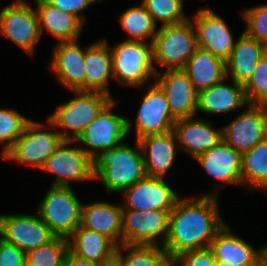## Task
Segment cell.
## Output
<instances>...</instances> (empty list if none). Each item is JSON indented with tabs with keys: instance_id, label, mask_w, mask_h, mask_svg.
Listing matches in <instances>:
<instances>
[{
	"instance_id": "7",
	"label": "cell",
	"mask_w": 267,
	"mask_h": 266,
	"mask_svg": "<svg viewBox=\"0 0 267 266\" xmlns=\"http://www.w3.org/2000/svg\"><path fill=\"white\" fill-rule=\"evenodd\" d=\"M46 124L30 120L24 127L23 134L3 158L41 169L64 140L58 129L48 119ZM50 126L57 131H46L45 129Z\"/></svg>"
},
{
	"instance_id": "35",
	"label": "cell",
	"mask_w": 267,
	"mask_h": 266,
	"mask_svg": "<svg viewBox=\"0 0 267 266\" xmlns=\"http://www.w3.org/2000/svg\"><path fill=\"white\" fill-rule=\"evenodd\" d=\"M30 120L14 109L0 108V143H4L2 156L13 147Z\"/></svg>"
},
{
	"instance_id": "9",
	"label": "cell",
	"mask_w": 267,
	"mask_h": 266,
	"mask_svg": "<svg viewBox=\"0 0 267 266\" xmlns=\"http://www.w3.org/2000/svg\"><path fill=\"white\" fill-rule=\"evenodd\" d=\"M170 212L122 210V244L163 247L169 232Z\"/></svg>"
},
{
	"instance_id": "25",
	"label": "cell",
	"mask_w": 267,
	"mask_h": 266,
	"mask_svg": "<svg viewBox=\"0 0 267 266\" xmlns=\"http://www.w3.org/2000/svg\"><path fill=\"white\" fill-rule=\"evenodd\" d=\"M85 91H97L110 95L108 84L113 78L111 48L105 39L86 47Z\"/></svg>"
},
{
	"instance_id": "43",
	"label": "cell",
	"mask_w": 267,
	"mask_h": 266,
	"mask_svg": "<svg viewBox=\"0 0 267 266\" xmlns=\"http://www.w3.org/2000/svg\"><path fill=\"white\" fill-rule=\"evenodd\" d=\"M260 259L264 266H267V246L260 248Z\"/></svg>"
},
{
	"instance_id": "46",
	"label": "cell",
	"mask_w": 267,
	"mask_h": 266,
	"mask_svg": "<svg viewBox=\"0 0 267 266\" xmlns=\"http://www.w3.org/2000/svg\"><path fill=\"white\" fill-rule=\"evenodd\" d=\"M264 52L267 55V42L264 44Z\"/></svg>"
},
{
	"instance_id": "12",
	"label": "cell",
	"mask_w": 267,
	"mask_h": 266,
	"mask_svg": "<svg viewBox=\"0 0 267 266\" xmlns=\"http://www.w3.org/2000/svg\"><path fill=\"white\" fill-rule=\"evenodd\" d=\"M73 142L75 140H63L41 168L54 174L55 178L51 185L70 186V181L94 180L92 159L82 147H68Z\"/></svg>"
},
{
	"instance_id": "37",
	"label": "cell",
	"mask_w": 267,
	"mask_h": 266,
	"mask_svg": "<svg viewBox=\"0 0 267 266\" xmlns=\"http://www.w3.org/2000/svg\"><path fill=\"white\" fill-rule=\"evenodd\" d=\"M242 15L247 25L244 32L265 44L267 42V4L245 9L242 11Z\"/></svg>"
},
{
	"instance_id": "33",
	"label": "cell",
	"mask_w": 267,
	"mask_h": 266,
	"mask_svg": "<svg viewBox=\"0 0 267 266\" xmlns=\"http://www.w3.org/2000/svg\"><path fill=\"white\" fill-rule=\"evenodd\" d=\"M68 250V239L55 236L48 243L26 253V266H64Z\"/></svg>"
},
{
	"instance_id": "26",
	"label": "cell",
	"mask_w": 267,
	"mask_h": 266,
	"mask_svg": "<svg viewBox=\"0 0 267 266\" xmlns=\"http://www.w3.org/2000/svg\"><path fill=\"white\" fill-rule=\"evenodd\" d=\"M264 54V44L243 31L236 40L231 55L225 61L226 78L231 76L232 81L244 85Z\"/></svg>"
},
{
	"instance_id": "45",
	"label": "cell",
	"mask_w": 267,
	"mask_h": 266,
	"mask_svg": "<svg viewBox=\"0 0 267 266\" xmlns=\"http://www.w3.org/2000/svg\"><path fill=\"white\" fill-rule=\"evenodd\" d=\"M250 266H264L263 262L261 261V259H259L256 263L250 265Z\"/></svg>"
},
{
	"instance_id": "23",
	"label": "cell",
	"mask_w": 267,
	"mask_h": 266,
	"mask_svg": "<svg viewBox=\"0 0 267 266\" xmlns=\"http://www.w3.org/2000/svg\"><path fill=\"white\" fill-rule=\"evenodd\" d=\"M198 92L197 112L207 114L229 113L248 105L243 84L232 81V86L224 81Z\"/></svg>"
},
{
	"instance_id": "19",
	"label": "cell",
	"mask_w": 267,
	"mask_h": 266,
	"mask_svg": "<svg viewBox=\"0 0 267 266\" xmlns=\"http://www.w3.org/2000/svg\"><path fill=\"white\" fill-rule=\"evenodd\" d=\"M195 159L210 176L221 181L220 187L217 186L208 195L217 196L222 184L242 186V155L224 140L205 153L198 155Z\"/></svg>"
},
{
	"instance_id": "15",
	"label": "cell",
	"mask_w": 267,
	"mask_h": 266,
	"mask_svg": "<svg viewBox=\"0 0 267 266\" xmlns=\"http://www.w3.org/2000/svg\"><path fill=\"white\" fill-rule=\"evenodd\" d=\"M191 22L195 29L197 46L226 61L236 42L225 21L212 9L203 7Z\"/></svg>"
},
{
	"instance_id": "8",
	"label": "cell",
	"mask_w": 267,
	"mask_h": 266,
	"mask_svg": "<svg viewBox=\"0 0 267 266\" xmlns=\"http://www.w3.org/2000/svg\"><path fill=\"white\" fill-rule=\"evenodd\" d=\"M113 107L111 101L75 140L88 146L82 149L91 159L101 151L119 147L132 128L128 117L112 113Z\"/></svg>"
},
{
	"instance_id": "11",
	"label": "cell",
	"mask_w": 267,
	"mask_h": 266,
	"mask_svg": "<svg viewBox=\"0 0 267 266\" xmlns=\"http://www.w3.org/2000/svg\"><path fill=\"white\" fill-rule=\"evenodd\" d=\"M243 113L222 126L223 140L241 155L267 137V105L248 104Z\"/></svg>"
},
{
	"instance_id": "44",
	"label": "cell",
	"mask_w": 267,
	"mask_h": 266,
	"mask_svg": "<svg viewBox=\"0 0 267 266\" xmlns=\"http://www.w3.org/2000/svg\"><path fill=\"white\" fill-rule=\"evenodd\" d=\"M216 266H230V265L223 261H216Z\"/></svg>"
},
{
	"instance_id": "16",
	"label": "cell",
	"mask_w": 267,
	"mask_h": 266,
	"mask_svg": "<svg viewBox=\"0 0 267 266\" xmlns=\"http://www.w3.org/2000/svg\"><path fill=\"white\" fill-rule=\"evenodd\" d=\"M156 83L164 91L175 120L194 117L198 92L183 69L165 70L155 75Z\"/></svg>"
},
{
	"instance_id": "40",
	"label": "cell",
	"mask_w": 267,
	"mask_h": 266,
	"mask_svg": "<svg viewBox=\"0 0 267 266\" xmlns=\"http://www.w3.org/2000/svg\"><path fill=\"white\" fill-rule=\"evenodd\" d=\"M51 5L56 8L69 12L77 16L83 23L85 22V18L82 15V12L91 4L96 3L98 0H47ZM100 1V0H99Z\"/></svg>"
},
{
	"instance_id": "18",
	"label": "cell",
	"mask_w": 267,
	"mask_h": 266,
	"mask_svg": "<svg viewBox=\"0 0 267 266\" xmlns=\"http://www.w3.org/2000/svg\"><path fill=\"white\" fill-rule=\"evenodd\" d=\"M78 39L58 42L54 46L52 60L49 62L51 72L60 84L69 90L85 91V49L80 48Z\"/></svg>"
},
{
	"instance_id": "28",
	"label": "cell",
	"mask_w": 267,
	"mask_h": 266,
	"mask_svg": "<svg viewBox=\"0 0 267 266\" xmlns=\"http://www.w3.org/2000/svg\"><path fill=\"white\" fill-rule=\"evenodd\" d=\"M183 70L197 92L226 78L225 61L201 47L196 48Z\"/></svg>"
},
{
	"instance_id": "36",
	"label": "cell",
	"mask_w": 267,
	"mask_h": 266,
	"mask_svg": "<svg viewBox=\"0 0 267 266\" xmlns=\"http://www.w3.org/2000/svg\"><path fill=\"white\" fill-rule=\"evenodd\" d=\"M249 104L267 105V55L257 63L251 77L243 85Z\"/></svg>"
},
{
	"instance_id": "2",
	"label": "cell",
	"mask_w": 267,
	"mask_h": 266,
	"mask_svg": "<svg viewBox=\"0 0 267 266\" xmlns=\"http://www.w3.org/2000/svg\"><path fill=\"white\" fill-rule=\"evenodd\" d=\"M135 148L122 143L119 147L101 151L92 158L94 180L100 179L110 193L123 192L146 174L138 142Z\"/></svg>"
},
{
	"instance_id": "20",
	"label": "cell",
	"mask_w": 267,
	"mask_h": 266,
	"mask_svg": "<svg viewBox=\"0 0 267 266\" xmlns=\"http://www.w3.org/2000/svg\"><path fill=\"white\" fill-rule=\"evenodd\" d=\"M148 177H163L174 164L176 151L179 150L176 136L172 131L162 134H150L137 140Z\"/></svg>"
},
{
	"instance_id": "22",
	"label": "cell",
	"mask_w": 267,
	"mask_h": 266,
	"mask_svg": "<svg viewBox=\"0 0 267 266\" xmlns=\"http://www.w3.org/2000/svg\"><path fill=\"white\" fill-rule=\"evenodd\" d=\"M81 226L122 244V205L96 201L82 205Z\"/></svg>"
},
{
	"instance_id": "24",
	"label": "cell",
	"mask_w": 267,
	"mask_h": 266,
	"mask_svg": "<svg viewBox=\"0 0 267 266\" xmlns=\"http://www.w3.org/2000/svg\"><path fill=\"white\" fill-rule=\"evenodd\" d=\"M209 248L216 261H223L230 266H250L260 259V249L232 233L227 224L216 233Z\"/></svg>"
},
{
	"instance_id": "41",
	"label": "cell",
	"mask_w": 267,
	"mask_h": 266,
	"mask_svg": "<svg viewBox=\"0 0 267 266\" xmlns=\"http://www.w3.org/2000/svg\"><path fill=\"white\" fill-rule=\"evenodd\" d=\"M64 266H97V263L82 259L68 250L65 256Z\"/></svg>"
},
{
	"instance_id": "27",
	"label": "cell",
	"mask_w": 267,
	"mask_h": 266,
	"mask_svg": "<svg viewBox=\"0 0 267 266\" xmlns=\"http://www.w3.org/2000/svg\"><path fill=\"white\" fill-rule=\"evenodd\" d=\"M35 5L41 35L45 28L59 42L74 41L80 37L84 23L77 16L56 8L47 0L35 1Z\"/></svg>"
},
{
	"instance_id": "42",
	"label": "cell",
	"mask_w": 267,
	"mask_h": 266,
	"mask_svg": "<svg viewBox=\"0 0 267 266\" xmlns=\"http://www.w3.org/2000/svg\"><path fill=\"white\" fill-rule=\"evenodd\" d=\"M97 266H123L122 251L116 249L108 257L97 263Z\"/></svg>"
},
{
	"instance_id": "10",
	"label": "cell",
	"mask_w": 267,
	"mask_h": 266,
	"mask_svg": "<svg viewBox=\"0 0 267 266\" xmlns=\"http://www.w3.org/2000/svg\"><path fill=\"white\" fill-rule=\"evenodd\" d=\"M0 32L25 52L34 56L41 38L36 9L25 1L16 0L0 11Z\"/></svg>"
},
{
	"instance_id": "32",
	"label": "cell",
	"mask_w": 267,
	"mask_h": 266,
	"mask_svg": "<svg viewBox=\"0 0 267 266\" xmlns=\"http://www.w3.org/2000/svg\"><path fill=\"white\" fill-rule=\"evenodd\" d=\"M117 249L122 251L123 266H173V260L162 246L121 244Z\"/></svg>"
},
{
	"instance_id": "39",
	"label": "cell",
	"mask_w": 267,
	"mask_h": 266,
	"mask_svg": "<svg viewBox=\"0 0 267 266\" xmlns=\"http://www.w3.org/2000/svg\"><path fill=\"white\" fill-rule=\"evenodd\" d=\"M0 263L3 266H26V253L0 237Z\"/></svg>"
},
{
	"instance_id": "6",
	"label": "cell",
	"mask_w": 267,
	"mask_h": 266,
	"mask_svg": "<svg viewBox=\"0 0 267 266\" xmlns=\"http://www.w3.org/2000/svg\"><path fill=\"white\" fill-rule=\"evenodd\" d=\"M153 60L166 70L183 69L197 46L191 19L158 28L153 41Z\"/></svg>"
},
{
	"instance_id": "5",
	"label": "cell",
	"mask_w": 267,
	"mask_h": 266,
	"mask_svg": "<svg viewBox=\"0 0 267 266\" xmlns=\"http://www.w3.org/2000/svg\"><path fill=\"white\" fill-rule=\"evenodd\" d=\"M82 205L71 186L50 185L38 215L55 236L68 239L81 225Z\"/></svg>"
},
{
	"instance_id": "13",
	"label": "cell",
	"mask_w": 267,
	"mask_h": 266,
	"mask_svg": "<svg viewBox=\"0 0 267 266\" xmlns=\"http://www.w3.org/2000/svg\"><path fill=\"white\" fill-rule=\"evenodd\" d=\"M0 237L27 253L48 243L55 235L39 215L0 214Z\"/></svg>"
},
{
	"instance_id": "4",
	"label": "cell",
	"mask_w": 267,
	"mask_h": 266,
	"mask_svg": "<svg viewBox=\"0 0 267 266\" xmlns=\"http://www.w3.org/2000/svg\"><path fill=\"white\" fill-rule=\"evenodd\" d=\"M111 55L113 78L125 86L142 88L158 72L150 42L124 40L111 47Z\"/></svg>"
},
{
	"instance_id": "1",
	"label": "cell",
	"mask_w": 267,
	"mask_h": 266,
	"mask_svg": "<svg viewBox=\"0 0 267 266\" xmlns=\"http://www.w3.org/2000/svg\"><path fill=\"white\" fill-rule=\"evenodd\" d=\"M218 196L178 198L170 212L169 232L163 248L173 260L178 255L208 248L226 224L218 209Z\"/></svg>"
},
{
	"instance_id": "30",
	"label": "cell",
	"mask_w": 267,
	"mask_h": 266,
	"mask_svg": "<svg viewBox=\"0 0 267 266\" xmlns=\"http://www.w3.org/2000/svg\"><path fill=\"white\" fill-rule=\"evenodd\" d=\"M242 186L267 193V137L242 155Z\"/></svg>"
},
{
	"instance_id": "31",
	"label": "cell",
	"mask_w": 267,
	"mask_h": 266,
	"mask_svg": "<svg viewBox=\"0 0 267 266\" xmlns=\"http://www.w3.org/2000/svg\"><path fill=\"white\" fill-rule=\"evenodd\" d=\"M119 19L122 28L129 34L125 40L147 42L146 39L151 37L152 43L158 32L157 25L142 3L126 9Z\"/></svg>"
},
{
	"instance_id": "34",
	"label": "cell",
	"mask_w": 267,
	"mask_h": 266,
	"mask_svg": "<svg viewBox=\"0 0 267 266\" xmlns=\"http://www.w3.org/2000/svg\"><path fill=\"white\" fill-rule=\"evenodd\" d=\"M153 18L162 26L178 24L189 19L183 12L184 0H142L141 2Z\"/></svg>"
},
{
	"instance_id": "38",
	"label": "cell",
	"mask_w": 267,
	"mask_h": 266,
	"mask_svg": "<svg viewBox=\"0 0 267 266\" xmlns=\"http://www.w3.org/2000/svg\"><path fill=\"white\" fill-rule=\"evenodd\" d=\"M178 264H181L180 266H216V260L213 251L208 247L178 255L173 259V266H179Z\"/></svg>"
},
{
	"instance_id": "17",
	"label": "cell",
	"mask_w": 267,
	"mask_h": 266,
	"mask_svg": "<svg viewBox=\"0 0 267 266\" xmlns=\"http://www.w3.org/2000/svg\"><path fill=\"white\" fill-rule=\"evenodd\" d=\"M151 85L137 113L136 140L146 135L172 131L176 121L172 117L164 91L156 82Z\"/></svg>"
},
{
	"instance_id": "29",
	"label": "cell",
	"mask_w": 267,
	"mask_h": 266,
	"mask_svg": "<svg viewBox=\"0 0 267 266\" xmlns=\"http://www.w3.org/2000/svg\"><path fill=\"white\" fill-rule=\"evenodd\" d=\"M69 250L76 256L99 263L112 254L117 245L107 236L81 225L68 238Z\"/></svg>"
},
{
	"instance_id": "21",
	"label": "cell",
	"mask_w": 267,
	"mask_h": 266,
	"mask_svg": "<svg viewBox=\"0 0 267 266\" xmlns=\"http://www.w3.org/2000/svg\"><path fill=\"white\" fill-rule=\"evenodd\" d=\"M188 117L174 122L173 132L179 150H184L196 158L216 146L222 138V129H215L211 122Z\"/></svg>"
},
{
	"instance_id": "14",
	"label": "cell",
	"mask_w": 267,
	"mask_h": 266,
	"mask_svg": "<svg viewBox=\"0 0 267 266\" xmlns=\"http://www.w3.org/2000/svg\"><path fill=\"white\" fill-rule=\"evenodd\" d=\"M122 210H172L179 196L163 177L145 176L123 191Z\"/></svg>"
},
{
	"instance_id": "3",
	"label": "cell",
	"mask_w": 267,
	"mask_h": 266,
	"mask_svg": "<svg viewBox=\"0 0 267 266\" xmlns=\"http://www.w3.org/2000/svg\"><path fill=\"white\" fill-rule=\"evenodd\" d=\"M75 98L57 106L55 113L48 117L59 130L64 140H76L84 129L113 101L111 95L97 91L72 90ZM70 133H68V130Z\"/></svg>"
}]
</instances>
